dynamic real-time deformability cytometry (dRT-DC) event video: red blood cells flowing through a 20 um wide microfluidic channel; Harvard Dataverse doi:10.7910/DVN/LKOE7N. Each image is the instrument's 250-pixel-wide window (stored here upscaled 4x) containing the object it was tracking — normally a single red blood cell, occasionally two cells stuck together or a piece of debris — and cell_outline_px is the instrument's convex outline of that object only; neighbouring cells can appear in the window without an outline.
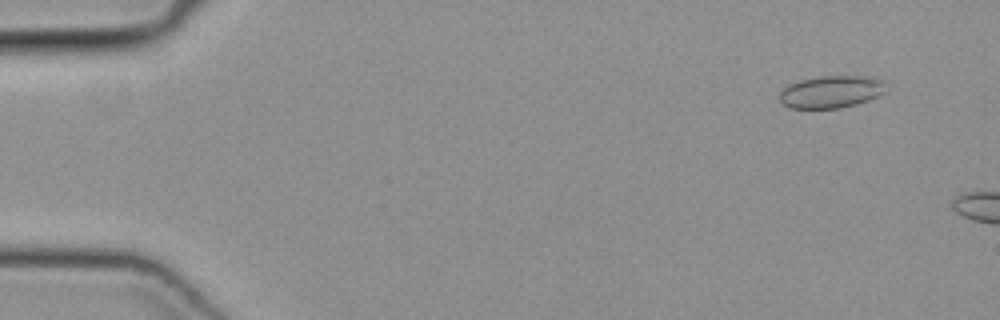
{"species": "common noctule bat (a hibernating species)", "species_latin": "Nyctalus noctula", "temperature_condition": "cold", "stored_images_in_passage": 13, "camera_frame_rate_fps": 3000, "um_per_image_px": 0.085, "animal": {"sex": "female", "body_mass_g": 19.3, "forearm_length_mm": 54.1}, "frame": {"image": 1, "passage_image": 3, "time_ms": 0.667, "image_size_px": [1000, 320], "cell_outline_px": [[884, 92], [880, 96], [856, 104], [840, 108], [792, 108], [784, 104], [780, 100], [780, 92], [788, 84], [800, 80], [820, 76], [872, 76], [884, 80]], "centroid_in_image_um": [70.67, 7.79], "position_along_channel_um": 14.3, "area_um2": 20.06}}